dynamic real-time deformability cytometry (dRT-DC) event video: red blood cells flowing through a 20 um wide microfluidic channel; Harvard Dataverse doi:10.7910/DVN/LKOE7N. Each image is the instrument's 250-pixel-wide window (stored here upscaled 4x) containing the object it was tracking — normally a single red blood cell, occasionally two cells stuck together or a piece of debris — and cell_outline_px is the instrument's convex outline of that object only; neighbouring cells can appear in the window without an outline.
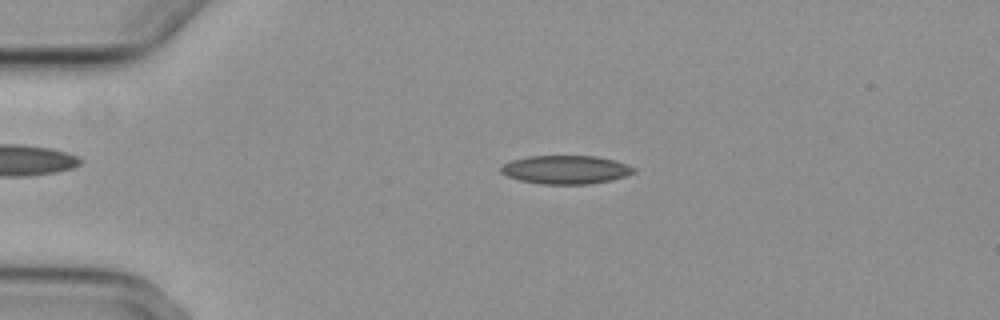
{"species": "common noctule bat (a hibernating species)", "species_latin": "Nyctalus noctula", "temperature_condition": "cold", "stored_images_in_passage": 4, "camera_frame_rate_fps": 3000, "um_per_image_px": 0.085, "animal": {"sex": "female", "body_mass_g": 29.2, "forearm_length_mm": 56.3}, "frame": {"image": 1, "passage_image": 3, "time_ms": 2.333, "image_size_px": [1000, 320], "cell_outline_px": [[636, 172], [612, 180], [588, 184], [540, 184], [520, 180], [504, 176], [500, 172], [500, 168], [504, 164], [512, 160], [528, 156], [596, 156], [628, 164], [636, 168]], "centroid_in_image_um": [48.07, 14.42], "position_along_channel_um": 36.9, "area_um2": 22.14}}